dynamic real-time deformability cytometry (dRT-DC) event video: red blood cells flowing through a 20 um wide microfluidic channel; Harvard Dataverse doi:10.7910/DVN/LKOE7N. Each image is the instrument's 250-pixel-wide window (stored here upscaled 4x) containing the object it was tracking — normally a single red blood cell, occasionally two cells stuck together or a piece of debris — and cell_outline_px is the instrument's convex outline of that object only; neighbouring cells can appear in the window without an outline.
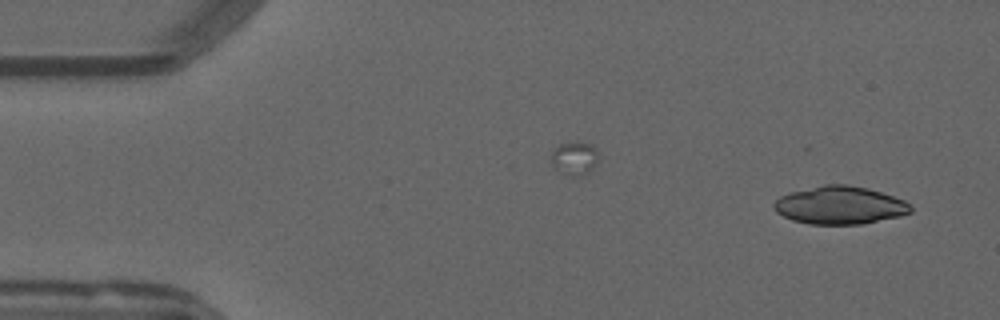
{"species": "common noctule bat (a hibernating species)", "species_latin": "Nyctalus noctula", "temperature_condition": "warm", "stored_images_in_passage": 51, "camera_frame_rate_fps": 3000, "um_per_image_px": 0.085, "animal": {"sex": "male", "forearm_length_mm": 52.5}, "frame": {"image": 1, "passage_image": 2, "time_ms": 0.333, "image_size_px": [1000, 320], "cell_outline_px": [[912, 212], [900, 216], [860, 224], [808, 224], [792, 220], [776, 212], [772, 204], [780, 196], [788, 192], [824, 184], [844, 184], [868, 188], [904, 200], [912, 208]], "centroid_in_image_um": [71.35, 17.44], "position_along_channel_um": 13.7, "area_um2": 30.17}}